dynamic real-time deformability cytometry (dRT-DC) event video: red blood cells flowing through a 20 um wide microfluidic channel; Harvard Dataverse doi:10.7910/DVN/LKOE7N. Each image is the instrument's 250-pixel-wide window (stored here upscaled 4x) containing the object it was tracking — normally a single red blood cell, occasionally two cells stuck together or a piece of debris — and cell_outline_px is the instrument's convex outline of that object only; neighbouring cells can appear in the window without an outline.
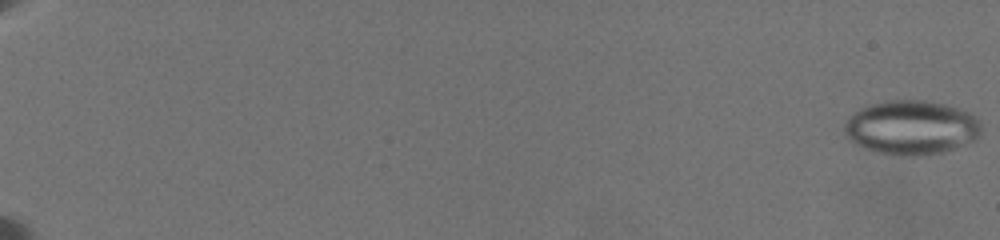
{"species": "common noctule bat (a hibernating species)", "species_latin": "Nyctalus noctula", "temperature_condition": "warm", "stored_images_in_passage": 51, "camera_frame_rate_fps": 3000, "um_per_image_px": 0.085, "animal": {"sex": "female", "body_mass_g": 19.5, "forearm_length_mm": 54.1}, "frame": {"image": 1, "passage_image": 1, "time_ms": 0.0, "image_size_px": [1000, 240], "cell_outline_px": [[980, 132], [976, 140], [940, 152], [912, 156], [896, 156], [876, 152], [864, 148], [848, 140], [844, 132], [844, 120], [848, 116], [860, 108], [872, 104], [888, 100], [924, 100], [944, 104], [968, 112], [976, 116], [980, 120]], "centroid_in_image_um": [77.42, 10.84], "position_along_channel_um": 7.6, "area_um2": 43.35}}
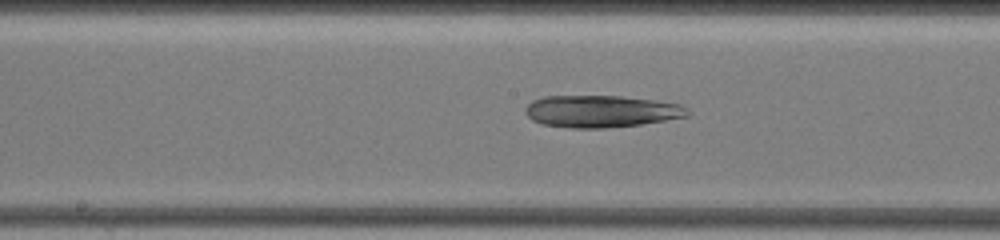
{"frame": {"image": 2, "passage_image": 35, "time_ms": 12.0, "image_size_px": [1000, 240], "cell_outline_px": [[692, 112], [688, 116], [640, 124], [604, 128], [568, 128], [544, 124], [532, 120], [524, 112], [524, 108], [532, 100], [544, 96], [620, 96], [652, 100], [680, 104], [688, 108]], "centroid_in_image_um": [51.08, 9.46], "position_along_channel_um": 197.1, "area_um2": 30.29}}
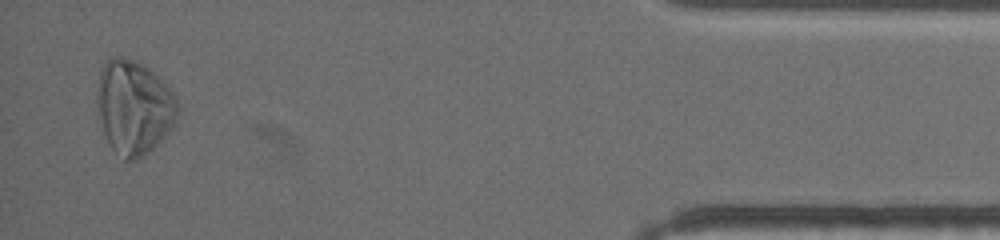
{"frame": {"image": 3, "passage_image": 51, "time_ms": 20.0, "image_size_px": [1000, 240], "cell_outline_px": [[180, 112], [172, 128], [140, 160], [124, 160], [112, 148], [104, 132], [96, 100], [96, 92], [100, 72], [104, 60], [112, 56], [120, 56], [144, 64], [160, 76], [172, 92], [180, 108]], "centroid_in_image_um": [11.39, 9.08], "position_along_channel_um": 423.8, "area_um2": 44.45}}